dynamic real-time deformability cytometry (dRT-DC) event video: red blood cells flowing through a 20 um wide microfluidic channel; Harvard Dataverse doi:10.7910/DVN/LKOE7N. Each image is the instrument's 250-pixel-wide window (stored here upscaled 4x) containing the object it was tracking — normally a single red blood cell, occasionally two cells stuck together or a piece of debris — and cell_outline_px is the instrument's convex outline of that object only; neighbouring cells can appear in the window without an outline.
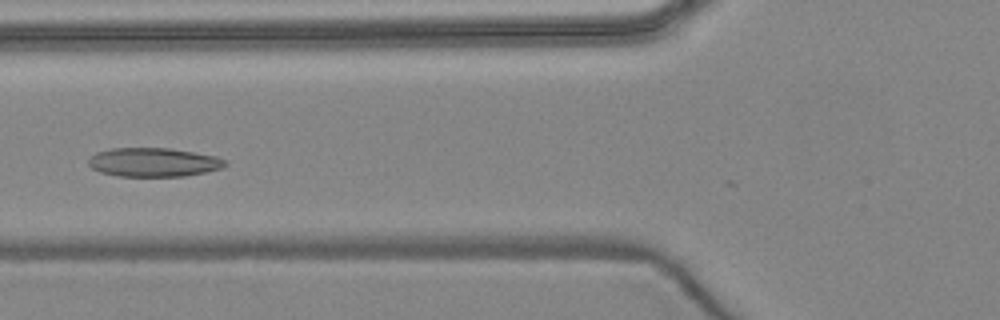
{"species": "common noctule bat (a hibernating species)", "species_latin": "Nyctalus noctula", "temperature_condition": "warm", "stored_images_in_passage": 2, "camera_frame_rate_fps": 3000, "um_per_image_px": 0.085, "animal": {"sex": "female", "body_mass_g": 24.6, "forearm_length_mm": 56.2}, "frame": {"image": 1, "passage_image": 2, "time_ms": 1.0, "image_size_px": [1000, 320], "cell_outline_px": [[228, 164], [224, 168], [184, 176], [116, 176], [100, 172], [92, 168], [88, 164], [88, 160], [96, 152], [112, 148], [172, 148], [216, 156], [228, 160]], "centroid_in_image_um": [13.09, 13.79], "position_along_channel_um": 112.7, "area_um2": 23.18}}